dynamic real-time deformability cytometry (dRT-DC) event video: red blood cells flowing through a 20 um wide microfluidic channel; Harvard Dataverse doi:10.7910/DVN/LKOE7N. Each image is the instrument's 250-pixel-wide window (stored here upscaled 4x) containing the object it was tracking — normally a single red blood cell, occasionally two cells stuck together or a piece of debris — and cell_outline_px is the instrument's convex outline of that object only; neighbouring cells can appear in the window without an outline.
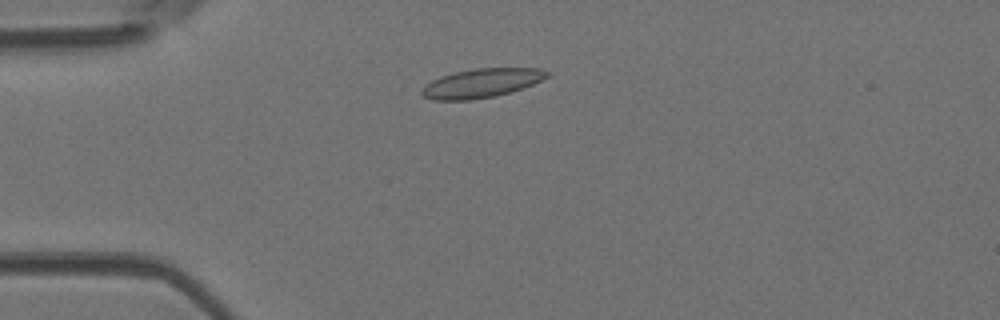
{"species": "Egyptian fruit bat (a non-hibernating species)", "species_latin": "Rousettus aegyptiacus", "temperature_condition": "room temperature", "stored_images_in_passage": 5, "camera_frame_rate_fps": 3000, "um_per_image_px": 0.085, "animal": {"sex": "female"}, "frame": {"image": 1, "passage_image": 3, "time_ms": 0.667, "image_size_px": [1000, 320], "cell_outline_px": [[548, 76], [532, 84], [496, 96], [472, 100], [432, 100], [424, 96], [420, 92], [420, 88], [432, 80], [440, 76], [456, 72], [476, 68], [540, 68], [548, 72]], "centroid_in_image_um": [40.86, 7.07], "position_along_channel_um": 44.1, "area_um2": 20.98}}
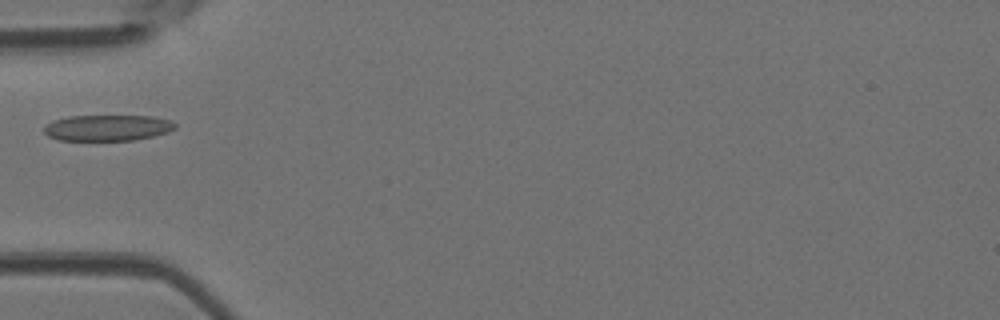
{"frame": {"image": 2, "passage_image": 4, "time_ms": 1.0, "image_size_px": [1000, 320], "cell_outline_px": [[176, 128], [168, 132], [136, 140], [60, 140], [48, 136], [44, 132], [44, 128], [52, 120], [68, 116], [152, 116], [172, 120], [176, 124]], "centroid_in_image_um": [9.16, 10.86], "position_along_channel_um": 75.8, "area_um2": 19.88}}
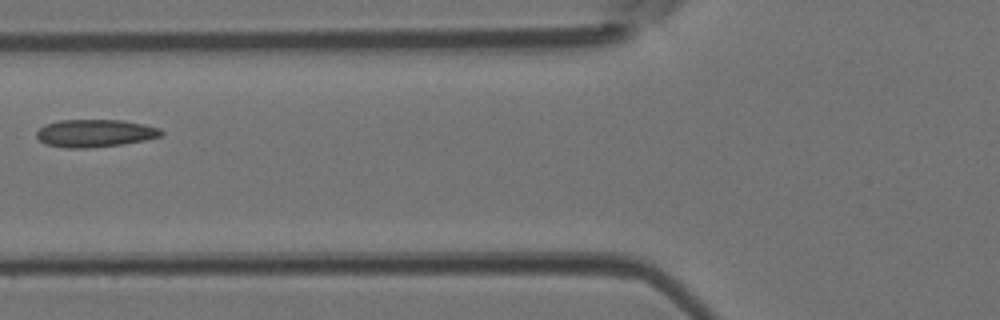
{"frame": {"image": 3, "passage_image": 5, "time_ms": 1.333, "image_size_px": [1000, 320], "cell_outline_px": [[164, 132], [160, 136], [144, 140], [124, 144], [88, 148], [64, 148], [44, 144], [36, 136], [36, 132], [44, 124], [60, 120], [124, 120], [144, 124], [160, 128]], "centroid_in_image_um": [8.06, 11.32], "position_along_channel_um": 117.7, "area_um2": 20.23}}